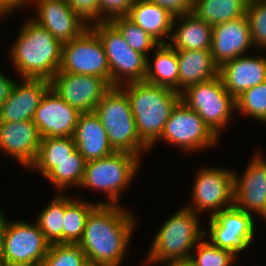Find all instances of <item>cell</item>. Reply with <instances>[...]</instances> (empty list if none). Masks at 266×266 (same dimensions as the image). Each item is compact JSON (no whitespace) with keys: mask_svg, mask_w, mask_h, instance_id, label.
Segmentation results:
<instances>
[{"mask_svg":"<svg viewBox=\"0 0 266 266\" xmlns=\"http://www.w3.org/2000/svg\"><path fill=\"white\" fill-rule=\"evenodd\" d=\"M135 219L118 203L98 204L89 213L84 234L77 243L87 261L120 266L133 234Z\"/></svg>","mask_w":266,"mask_h":266,"instance_id":"obj_1","label":"cell"},{"mask_svg":"<svg viewBox=\"0 0 266 266\" xmlns=\"http://www.w3.org/2000/svg\"><path fill=\"white\" fill-rule=\"evenodd\" d=\"M16 40L9 56L21 78L50 81L60 68L62 43L32 18L21 27Z\"/></svg>","mask_w":266,"mask_h":266,"instance_id":"obj_2","label":"cell"},{"mask_svg":"<svg viewBox=\"0 0 266 266\" xmlns=\"http://www.w3.org/2000/svg\"><path fill=\"white\" fill-rule=\"evenodd\" d=\"M126 84L120 87L128 96L137 133L141 141L152 148L160 139L173 109L181 101V94L145 80Z\"/></svg>","mask_w":266,"mask_h":266,"instance_id":"obj_3","label":"cell"},{"mask_svg":"<svg viewBox=\"0 0 266 266\" xmlns=\"http://www.w3.org/2000/svg\"><path fill=\"white\" fill-rule=\"evenodd\" d=\"M197 215L184 207L163 223L145 258V264L188 261L193 247L206 237V231L200 230Z\"/></svg>","mask_w":266,"mask_h":266,"instance_id":"obj_4","label":"cell"},{"mask_svg":"<svg viewBox=\"0 0 266 266\" xmlns=\"http://www.w3.org/2000/svg\"><path fill=\"white\" fill-rule=\"evenodd\" d=\"M95 113L107 133L115 151L140 153L149 149L140 139L126 92L120 86H112L95 108Z\"/></svg>","mask_w":266,"mask_h":266,"instance_id":"obj_5","label":"cell"},{"mask_svg":"<svg viewBox=\"0 0 266 266\" xmlns=\"http://www.w3.org/2000/svg\"><path fill=\"white\" fill-rule=\"evenodd\" d=\"M139 158L129 152L115 151L107 157L87 161L80 187L104 191L109 201L98 204L116 205L120 192L126 190L135 177Z\"/></svg>","mask_w":266,"mask_h":266,"instance_id":"obj_6","label":"cell"},{"mask_svg":"<svg viewBox=\"0 0 266 266\" xmlns=\"http://www.w3.org/2000/svg\"><path fill=\"white\" fill-rule=\"evenodd\" d=\"M180 94L181 102L197 112L217 138L220 130L229 122L232 110H236L235 99L225 89L219 74L187 87Z\"/></svg>","mask_w":266,"mask_h":266,"instance_id":"obj_7","label":"cell"},{"mask_svg":"<svg viewBox=\"0 0 266 266\" xmlns=\"http://www.w3.org/2000/svg\"><path fill=\"white\" fill-rule=\"evenodd\" d=\"M89 27L102 42L109 64L111 87L124 85L125 80L126 83L144 80L147 65L144 54L133 50L109 22L95 23ZM124 77L127 79L122 81Z\"/></svg>","mask_w":266,"mask_h":266,"instance_id":"obj_8","label":"cell"},{"mask_svg":"<svg viewBox=\"0 0 266 266\" xmlns=\"http://www.w3.org/2000/svg\"><path fill=\"white\" fill-rule=\"evenodd\" d=\"M50 243L39 225L27 222L7 223L0 253L1 266L42 264Z\"/></svg>","mask_w":266,"mask_h":266,"instance_id":"obj_9","label":"cell"},{"mask_svg":"<svg viewBox=\"0 0 266 266\" xmlns=\"http://www.w3.org/2000/svg\"><path fill=\"white\" fill-rule=\"evenodd\" d=\"M58 71L98 76L110 85V69L106 53L98 35L90 27L79 37L62 44Z\"/></svg>","mask_w":266,"mask_h":266,"instance_id":"obj_10","label":"cell"},{"mask_svg":"<svg viewBox=\"0 0 266 266\" xmlns=\"http://www.w3.org/2000/svg\"><path fill=\"white\" fill-rule=\"evenodd\" d=\"M160 139L177 145L186 152L214 146L218 138L205 125L197 112L179 102L165 123Z\"/></svg>","mask_w":266,"mask_h":266,"instance_id":"obj_11","label":"cell"},{"mask_svg":"<svg viewBox=\"0 0 266 266\" xmlns=\"http://www.w3.org/2000/svg\"><path fill=\"white\" fill-rule=\"evenodd\" d=\"M192 190L193 203L186 208L195 213L211 209L210 216H213L223 209L234 206V171L204 167L197 172Z\"/></svg>","mask_w":266,"mask_h":266,"instance_id":"obj_12","label":"cell"},{"mask_svg":"<svg viewBox=\"0 0 266 266\" xmlns=\"http://www.w3.org/2000/svg\"><path fill=\"white\" fill-rule=\"evenodd\" d=\"M209 241L237 256L249 248L254 237V219L235 206L223 209L209 218Z\"/></svg>","mask_w":266,"mask_h":266,"instance_id":"obj_13","label":"cell"},{"mask_svg":"<svg viewBox=\"0 0 266 266\" xmlns=\"http://www.w3.org/2000/svg\"><path fill=\"white\" fill-rule=\"evenodd\" d=\"M50 87L80 113L95 112V108L111 86L101 77L58 71Z\"/></svg>","mask_w":266,"mask_h":266,"instance_id":"obj_14","label":"cell"},{"mask_svg":"<svg viewBox=\"0 0 266 266\" xmlns=\"http://www.w3.org/2000/svg\"><path fill=\"white\" fill-rule=\"evenodd\" d=\"M80 112L50 87L35 111L33 122L41 138L73 137Z\"/></svg>","mask_w":266,"mask_h":266,"instance_id":"obj_15","label":"cell"},{"mask_svg":"<svg viewBox=\"0 0 266 266\" xmlns=\"http://www.w3.org/2000/svg\"><path fill=\"white\" fill-rule=\"evenodd\" d=\"M255 154L242 178L234 172V206L266 219V159Z\"/></svg>","mask_w":266,"mask_h":266,"instance_id":"obj_16","label":"cell"},{"mask_svg":"<svg viewBox=\"0 0 266 266\" xmlns=\"http://www.w3.org/2000/svg\"><path fill=\"white\" fill-rule=\"evenodd\" d=\"M32 3L38 10L37 17L32 19L62 44L79 37L90 25L72 10L66 0H32Z\"/></svg>","mask_w":266,"mask_h":266,"instance_id":"obj_17","label":"cell"},{"mask_svg":"<svg viewBox=\"0 0 266 266\" xmlns=\"http://www.w3.org/2000/svg\"><path fill=\"white\" fill-rule=\"evenodd\" d=\"M250 47L254 46L246 15L212 26L210 52L219 67L229 60L243 56Z\"/></svg>","mask_w":266,"mask_h":266,"instance_id":"obj_18","label":"cell"},{"mask_svg":"<svg viewBox=\"0 0 266 266\" xmlns=\"http://www.w3.org/2000/svg\"><path fill=\"white\" fill-rule=\"evenodd\" d=\"M24 82L14 83L9 97L0 105V122H20L32 120L50 81L24 78Z\"/></svg>","mask_w":266,"mask_h":266,"instance_id":"obj_19","label":"cell"},{"mask_svg":"<svg viewBox=\"0 0 266 266\" xmlns=\"http://www.w3.org/2000/svg\"><path fill=\"white\" fill-rule=\"evenodd\" d=\"M41 139L33 120L0 122V149L27 168L37 157Z\"/></svg>","mask_w":266,"mask_h":266,"instance_id":"obj_20","label":"cell"},{"mask_svg":"<svg viewBox=\"0 0 266 266\" xmlns=\"http://www.w3.org/2000/svg\"><path fill=\"white\" fill-rule=\"evenodd\" d=\"M219 75L225 89L236 100L249 88L266 81V57L239 56L223 63Z\"/></svg>","mask_w":266,"mask_h":266,"instance_id":"obj_21","label":"cell"},{"mask_svg":"<svg viewBox=\"0 0 266 266\" xmlns=\"http://www.w3.org/2000/svg\"><path fill=\"white\" fill-rule=\"evenodd\" d=\"M73 139L76 149L86 161L107 157L115 152L95 112L80 113Z\"/></svg>","mask_w":266,"mask_h":266,"instance_id":"obj_22","label":"cell"},{"mask_svg":"<svg viewBox=\"0 0 266 266\" xmlns=\"http://www.w3.org/2000/svg\"><path fill=\"white\" fill-rule=\"evenodd\" d=\"M179 73V93L187 87L212 79L219 66L208 50H176Z\"/></svg>","mask_w":266,"mask_h":266,"instance_id":"obj_23","label":"cell"},{"mask_svg":"<svg viewBox=\"0 0 266 266\" xmlns=\"http://www.w3.org/2000/svg\"><path fill=\"white\" fill-rule=\"evenodd\" d=\"M127 17L160 44H165L163 36L171 38L169 33L177 21L169 10L147 0H135Z\"/></svg>","mask_w":266,"mask_h":266,"instance_id":"obj_24","label":"cell"},{"mask_svg":"<svg viewBox=\"0 0 266 266\" xmlns=\"http://www.w3.org/2000/svg\"><path fill=\"white\" fill-rule=\"evenodd\" d=\"M174 19L182 20V22L169 39L173 43H168L172 48L175 50H211V25L193 12L177 15Z\"/></svg>","mask_w":266,"mask_h":266,"instance_id":"obj_25","label":"cell"},{"mask_svg":"<svg viewBox=\"0 0 266 266\" xmlns=\"http://www.w3.org/2000/svg\"><path fill=\"white\" fill-rule=\"evenodd\" d=\"M153 65L147 58L144 80L179 92V73L176 50L168 43L156 47Z\"/></svg>","mask_w":266,"mask_h":266,"instance_id":"obj_26","label":"cell"},{"mask_svg":"<svg viewBox=\"0 0 266 266\" xmlns=\"http://www.w3.org/2000/svg\"><path fill=\"white\" fill-rule=\"evenodd\" d=\"M75 150L73 137L42 138L37 157L29 169H37L46 177L58 163L67 159Z\"/></svg>","mask_w":266,"mask_h":266,"instance_id":"obj_27","label":"cell"},{"mask_svg":"<svg viewBox=\"0 0 266 266\" xmlns=\"http://www.w3.org/2000/svg\"><path fill=\"white\" fill-rule=\"evenodd\" d=\"M249 0H193L192 12L214 26L245 16Z\"/></svg>","mask_w":266,"mask_h":266,"instance_id":"obj_28","label":"cell"},{"mask_svg":"<svg viewBox=\"0 0 266 266\" xmlns=\"http://www.w3.org/2000/svg\"><path fill=\"white\" fill-rule=\"evenodd\" d=\"M97 205L84 200H72L65 196L63 244H77L80 241L87 217Z\"/></svg>","mask_w":266,"mask_h":266,"instance_id":"obj_29","label":"cell"},{"mask_svg":"<svg viewBox=\"0 0 266 266\" xmlns=\"http://www.w3.org/2000/svg\"><path fill=\"white\" fill-rule=\"evenodd\" d=\"M65 195L60 192L39 213L36 220L40 230L50 244H63V219Z\"/></svg>","mask_w":266,"mask_h":266,"instance_id":"obj_30","label":"cell"},{"mask_svg":"<svg viewBox=\"0 0 266 266\" xmlns=\"http://www.w3.org/2000/svg\"><path fill=\"white\" fill-rule=\"evenodd\" d=\"M85 158L76 149L67 159L58 163L45 178L58 188V190L66 189L69 185L80 187L86 166Z\"/></svg>","mask_w":266,"mask_h":266,"instance_id":"obj_31","label":"cell"},{"mask_svg":"<svg viewBox=\"0 0 266 266\" xmlns=\"http://www.w3.org/2000/svg\"><path fill=\"white\" fill-rule=\"evenodd\" d=\"M109 23L120 33L133 50L144 54L147 58L146 54L160 44L127 16L114 18Z\"/></svg>","mask_w":266,"mask_h":266,"instance_id":"obj_32","label":"cell"},{"mask_svg":"<svg viewBox=\"0 0 266 266\" xmlns=\"http://www.w3.org/2000/svg\"><path fill=\"white\" fill-rule=\"evenodd\" d=\"M196 250L197 254L193 252L188 260L193 266H230L237 257L231 251L219 248L210 241L200 240Z\"/></svg>","mask_w":266,"mask_h":266,"instance_id":"obj_33","label":"cell"},{"mask_svg":"<svg viewBox=\"0 0 266 266\" xmlns=\"http://www.w3.org/2000/svg\"><path fill=\"white\" fill-rule=\"evenodd\" d=\"M85 253L77 244H50L42 266H83Z\"/></svg>","mask_w":266,"mask_h":266,"instance_id":"obj_34","label":"cell"},{"mask_svg":"<svg viewBox=\"0 0 266 266\" xmlns=\"http://www.w3.org/2000/svg\"><path fill=\"white\" fill-rule=\"evenodd\" d=\"M235 102L238 111L266 122V81L249 88Z\"/></svg>","mask_w":266,"mask_h":266,"instance_id":"obj_35","label":"cell"},{"mask_svg":"<svg viewBox=\"0 0 266 266\" xmlns=\"http://www.w3.org/2000/svg\"><path fill=\"white\" fill-rule=\"evenodd\" d=\"M245 15L253 45L266 49V0H249Z\"/></svg>","mask_w":266,"mask_h":266,"instance_id":"obj_36","label":"cell"},{"mask_svg":"<svg viewBox=\"0 0 266 266\" xmlns=\"http://www.w3.org/2000/svg\"><path fill=\"white\" fill-rule=\"evenodd\" d=\"M135 0H99V23L127 16ZM104 14V15H103Z\"/></svg>","mask_w":266,"mask_h":266,"instance_id":"obj_37","label":"cell"},{"mask_svg":"<svg viewBox=\"0 0 266 266\" xmlns=\"http://www.w3.org/2000/svg\"><path fill=\"white\" fill-rule=\"evenodd\" d=\"M72 10L83 20L99 23V0H66ZM95 20V21H94Z\"/></svg>","mask_w":266,"mask_h":266,"instance_id":"obj_38","label":"cell"},{"mask_svg":"<svg viewBox=\"0 0 266 266\" xmlns=\"http://www.w3.org/2000/svg\"><path fill=\"white\" fill-rule=\"evenodd\" d=\"M169 10L174 16L192 12L193 0H147Z\"/></svg>","mask_w":266,"mask_h":266,"instance_id":"obj_39","label":"cell"},{"mask_svg":"<svg viewBox=\"0 0 266 266\" xmlns=\"http://www.w3.org/2000/svg\"><path fill=\"white\" fill-rule=\"evenodd\" d=\"M32 2V0H0V18L7 13L12 12L14 8L21 7L22 5H27Z\"/></svg>","mask_w":266,"mask_h":266,"instance_id":"obj_40","label":"cell"},{"mask_svg":"<svg viewBox=\"0 0 266 266\" xmlns=\"http://www.w3.org/2000/svg\"><path fill=\"white\" fill-rule=\"evenodd\" d=\"M14 80L7 78L3 71L0 70V105L9 97Z\"/></svg>","mask_w":266,"mask_h":266,"instance_id":"obj_41","label":"cell"},{"mask_svg":"<svg viewBox=\"0 0 266 266\" xmlns=\"http://www.w3.org/2000/svg\"><path fill=\"white\" fill-rule=\"evenodd\" d=\"M4 217L5 216L3 215V212L0 210V253H1V249H2L5 228H6L7 223H8L6 221V218H4Z\"/></svg>","mask_w":266,"mask_h":266,"instance_id":"obj_42","label":"cell"},{"mask_svg":"<svg viewBox=\"0 0 266 266\" xmlns=\"http://www.w3.org/2000/svg\"><path fill=\"white\" fill-rule=\"evenodd\" d=\"M166 266H193V265L190 264L188 261H182V262L169 263V264H166Z\"/></svg>","mask_w":266,"mask_h":266,"instance_id":"obj_43","label":"cell"},{"mask_svg":"<svg viewBox=\"0 0 266 266\" xmlns=\"http://www.w3.org/2000/svg\"><path fill=\"white\" fill-rule=\"evenodd\" d=\"M83 266H104V265L99 264V263H95V262L87 261Z\"/></svg>","mask_w":266,"mask_h":266,"instance_id":"obj_44","label":"cell"},{"mask_svg":"<svg viewBox=\"0 0 266 266\" xmlns=\"http://www.w3.org/2000/svg\"><path fill=\"white\" fill-rule=\"evenodd\" d=\"M17 266H42V264L36 263L31 265H17Z\"/></svg>","mask_w":266,"mask_h":266,"instance_id":"obj_45","label":"cell"}]
</instances>
